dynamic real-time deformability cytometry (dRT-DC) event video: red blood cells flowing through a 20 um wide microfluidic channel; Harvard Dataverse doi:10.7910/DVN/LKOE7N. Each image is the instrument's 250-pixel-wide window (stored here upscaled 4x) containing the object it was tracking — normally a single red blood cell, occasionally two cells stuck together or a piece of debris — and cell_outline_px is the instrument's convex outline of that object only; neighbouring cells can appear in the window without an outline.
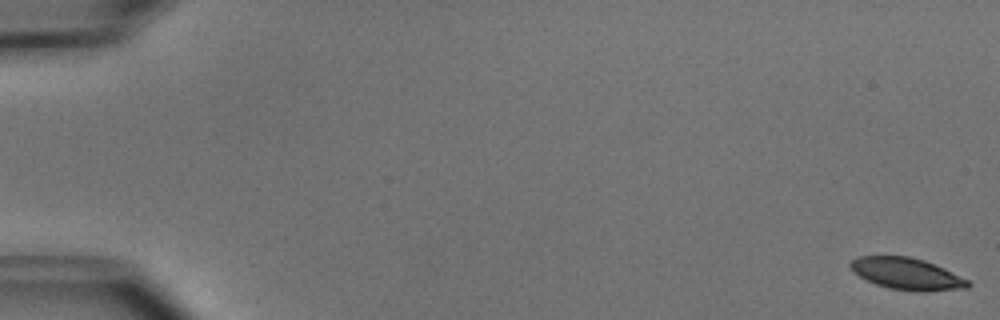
{"species": "common noctule bat (a hibernating species)", "species_latin": "Nyctalus noctula", "temperature_condition": "cold", "stored_images_in_passage": 52, "camera_frame_rate_fps": 3000, "um_per_image_px": 0.085, "animal": {"sex": "male", "body_mass_g": 15.6}, "frame": {"image": 1, "passage_image": 1, "time_ms": 0.0, "image_size_px": [1000, 320], "cell_outline_px": [[972, 284], [968, 288], [924, 292], [916, 292], [888, 288], [876, 284], [852, 272], [848, 264], [856, 256], [908, 256], [924, 260], [944, 268], [968, 280]], "centroid_in_image_um": [77.07, 23.28], "position_along_channel_um": 7.9, "area_um2": 21.91}}
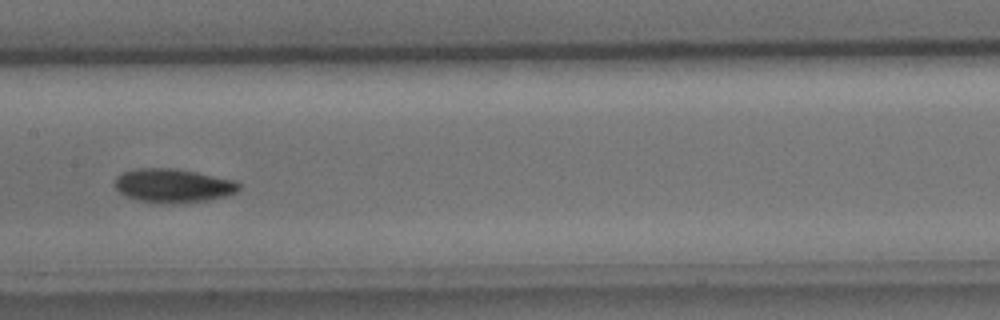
{"frame": {"image": 2, "passage_image": 27, "time_ms": 8.667, "image_size_px": [1000, 320], "cell_outline_px": [[240, 188], [236, 192], [224, 196], [204, 200], [164, 204], [160, 204], [136, 200], [120, 192], [116, 188], [116, 176], [124, 172], [136, 168], [176, 168], [236, 180], [240, 184]], "centroid_in_image_um": [14.71, 15.77], "position_along_channel_um": 192.7, "area_um2": 24.33}}
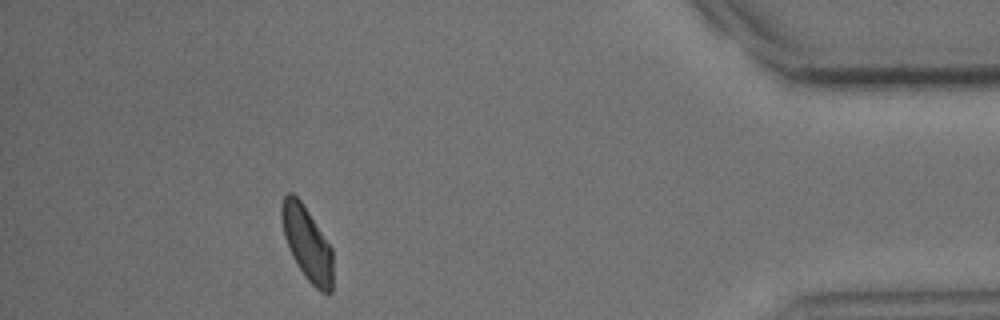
{"frame": {"image": 3, "passage_image": 47, "time_ms": 15.333, "image_size_px": [1000, 320], "cell_outline_px": [[332, 292], [320, 292], [304, 276], [296, 264], [288, 248], [284, 236], [280, 220], [280, 204], [284, 196], [288, 192], [292, 192], [300, 200], [332, 248]], "centroid_in_image_um": [26.06, 20.68], "position_along_channel_um": 409.1, "area_um2": 22.08}, "authors_computed_cell_mechanics": {"area_um2": 22.8021, "velocity_mm_per_s": 3.9507, "shape_relaxation_time_tau1_ms": 2.7981, "shape_relaxation_time_tau2_ms": null, "deformation_change_tau1": 0.0868, "deformation_change_tau2": null}}